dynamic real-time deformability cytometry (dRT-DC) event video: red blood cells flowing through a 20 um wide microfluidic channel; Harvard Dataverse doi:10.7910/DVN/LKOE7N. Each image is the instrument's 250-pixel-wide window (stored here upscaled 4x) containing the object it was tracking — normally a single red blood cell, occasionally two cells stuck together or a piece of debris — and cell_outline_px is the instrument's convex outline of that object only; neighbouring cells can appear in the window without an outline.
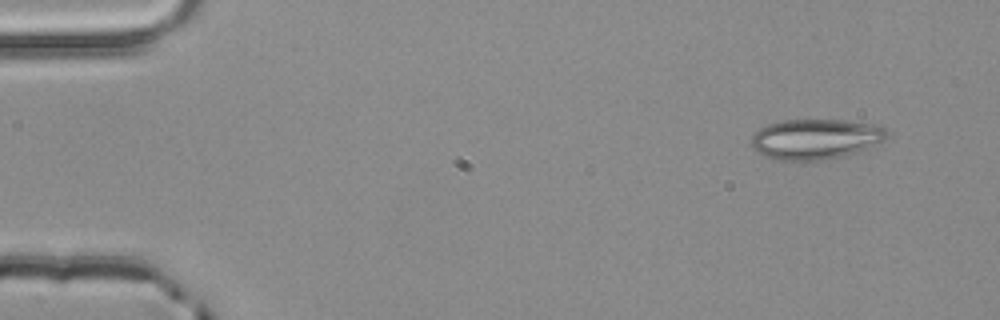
{"species": "common noctule bat (a hibernating species)", "species_latin": "Nyctalus noctula", "temperature_condition": "room temperature", "stored_images_in_passage": 3, "camera_frame_rate_fps": 3000, "um_per_image_px": 0.085, "animal": {"sex": "male", "body_mass_g": 20.4}, "frame": {"image": 1, "passage_image": 1, "time_ms": 0.0, "image_size_px": [1000, 320], "cell_outline_px": [[888, 136], [884, 140], [868, 148], [856, 152], [840, 156], [820, 160], [780, 160], [764, 156], [752, 144], [752, 136], [760, 128], [768, 124], [784, 120], [844, 120], [876, 124], [884, 128]], "centroid_in_image_um": [69.35, 11.8], "position_along_channel_um": 15.7, "area_um2": 31.44}}